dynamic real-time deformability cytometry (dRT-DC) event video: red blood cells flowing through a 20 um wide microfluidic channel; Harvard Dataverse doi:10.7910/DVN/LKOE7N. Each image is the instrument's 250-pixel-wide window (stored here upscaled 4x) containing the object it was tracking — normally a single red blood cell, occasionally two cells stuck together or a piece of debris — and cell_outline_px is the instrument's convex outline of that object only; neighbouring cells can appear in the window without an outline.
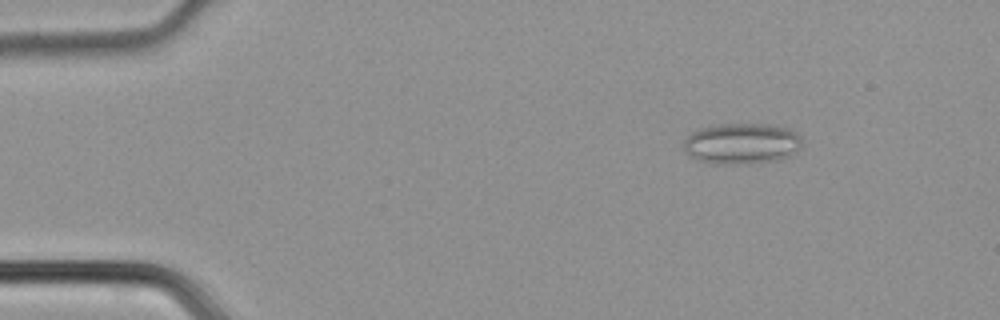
{"species": "common noctule bat (a hibernating species)", "species_latin": "Nyctalus noctula", "temperature_condition": "cold", "stored_images_in_passage": 47, "camera_frame_rate_fps": 3000, "um_per_image_px": 0.085, "animal": {"sex": "male", "body_mass_g": 21.5, "forearm_length_mm": 52.0}, "frame": {"image": 1, "passage_image": 7, "time_ms": 2.0, "image_size_px": [1000, 320], "cell_outline_px": [[800, 144], [788, 156], [780, 160], [740, 164], [720, 164], [696, 160], [688, 156], [684, 152], [684, 140], [692, 132], [700, 128], [716, 124], [776, 124], [788, 128], [796, 132], [800, 136]], "centroid_in_image_um": [63.0, 12.19], "position_along_channel_um": 22.0, "area_um2": 28.32}}
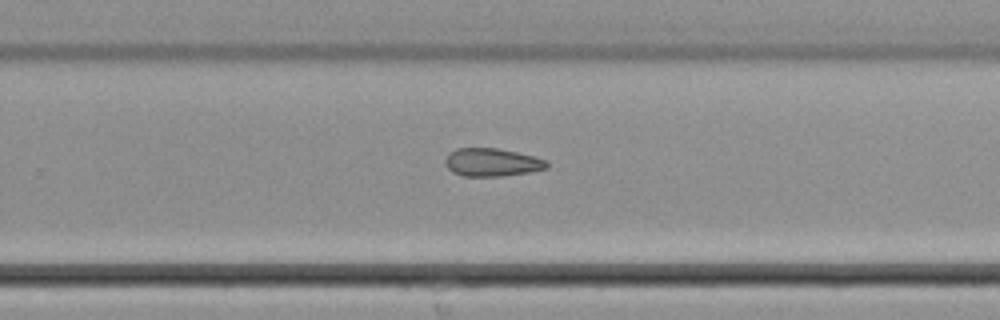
{"frame": {"image": 2, "passage_image": 31, "time_ms": 10.0, "image_size_px": [1000, 320], "cell_outline_px": [[548, 168], [528, 172], [500, 176], [464, 176], [452, 172], [444, 164], [444, 160], [448, 152], [456, 148], [496, 148], [516, 152], [548, 160]], "centroid_in_image_um": [41.77, 13.79], "position_along_channel_um": 288.0, "area_um2": 16.65}}
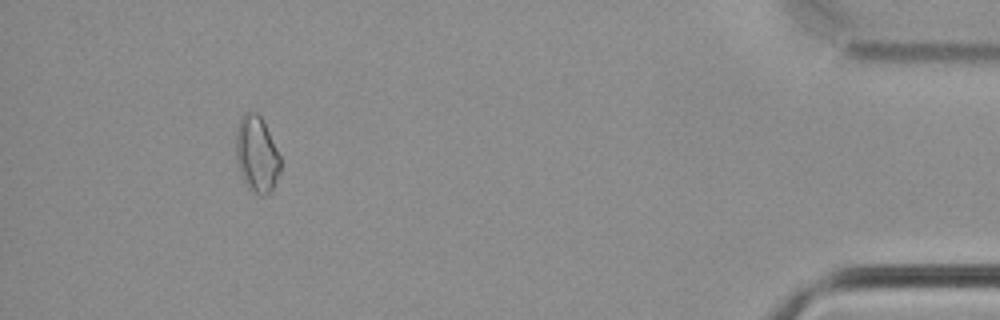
{"frame": {"image": 3, "passage_image": 44, "time_ms": 14.333, "image_size_px": [1000, 320], "cell_outline_px": [[280, 172], [272, 188], [264, 196], [260, 196], [244, 180], [236, 156], [236, 128], [240, 116], [244, 112], [256, 112], [260, 116], [280, 156]], "centroid_in_image_um": [21.81, 13.05], "position_along_channel_um": 413.4, "area_um2": 19.13}}